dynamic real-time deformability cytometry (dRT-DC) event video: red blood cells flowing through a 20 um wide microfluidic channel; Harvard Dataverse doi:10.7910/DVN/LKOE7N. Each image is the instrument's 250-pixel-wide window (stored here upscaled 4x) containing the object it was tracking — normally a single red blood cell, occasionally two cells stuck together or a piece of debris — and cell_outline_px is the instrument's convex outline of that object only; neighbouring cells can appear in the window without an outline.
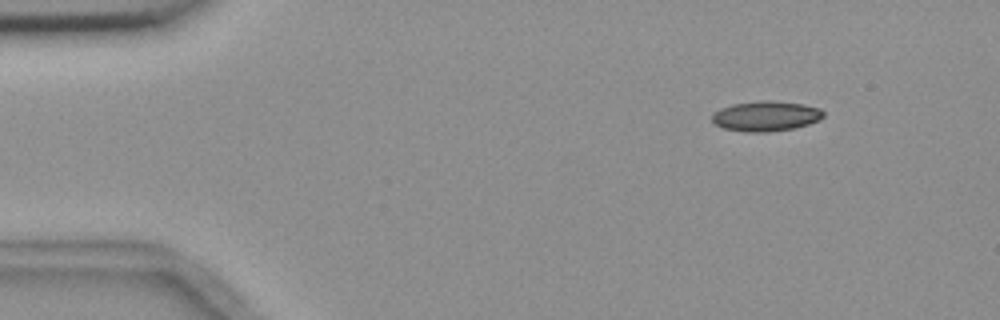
{"species": "common noctule bat (a hibernating species)", "species_latin": "Nyctalus noctula", "temperature_condition": "room temperature", "stored_images_in_passage": 3, "camera_frame_rate_fps": 3000, "um_per_image_px": 0.085, "animal": {"sex": "female", "body_mass_g": 18.4}, "frame": {"image": 1, "passage_image": 1, "time_ms": 0.0, "image_size_px": [1000, 320], "cell_outline_px": [[824, 116], [820, 120], [796, 128], [768, 132], [744, 132], [724, 128], [716, 124], [712, 120], [712, 112], [720, 108], [732, 104], [764, 100], [768, 100], [804, 104], [820, 108], [824, 112]], "centroid_in_image_um": [65.11, 9.87], "position_along_channel_um": 19.9, "area_um2": 19.71}}